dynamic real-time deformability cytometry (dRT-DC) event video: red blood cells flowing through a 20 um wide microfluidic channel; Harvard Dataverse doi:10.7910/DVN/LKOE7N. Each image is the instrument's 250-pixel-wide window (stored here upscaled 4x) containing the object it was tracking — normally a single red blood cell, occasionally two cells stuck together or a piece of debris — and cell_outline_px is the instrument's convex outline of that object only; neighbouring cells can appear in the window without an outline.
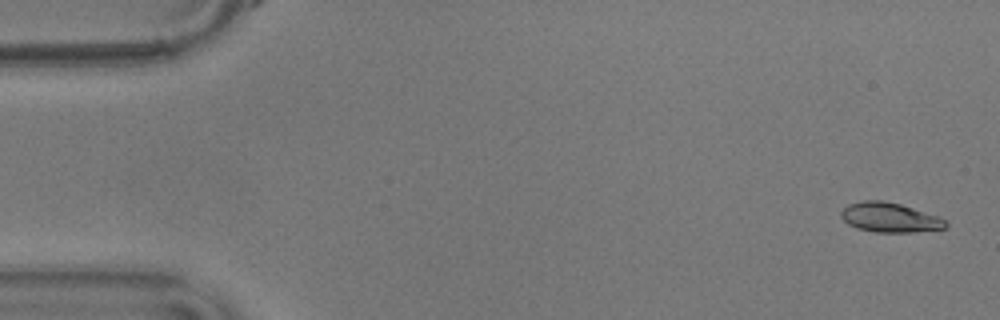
{"species": "common noctule bat (a hibernating species)", "species_latin": "Nyctalus noctula", "temperature_condition": "warm", "stored_images_in_passage": 9, "camera_frame_rate_fps": 3000, "um_per_image_px": 0.085, "animal": {"sex": "male", "body_mass_g": 17.9}, "frame": {"image": 1, "passage_image": 2, "time_ms": 0.333, "image_size_px": [1000, 320], "cell_outline_px": [[948, 224], [944, 228], [912, 232], [876, 232], [856, 228], [848, 224], [840, 216], [840, 212], [848, 204], [864, 200], [884, 200], [900, 204], [940, 216], [948, 220]], "centroid_in_image_um": [75.64, 18.48], "position_along_channel_um": 9.4, "area_um2": 18.15}}